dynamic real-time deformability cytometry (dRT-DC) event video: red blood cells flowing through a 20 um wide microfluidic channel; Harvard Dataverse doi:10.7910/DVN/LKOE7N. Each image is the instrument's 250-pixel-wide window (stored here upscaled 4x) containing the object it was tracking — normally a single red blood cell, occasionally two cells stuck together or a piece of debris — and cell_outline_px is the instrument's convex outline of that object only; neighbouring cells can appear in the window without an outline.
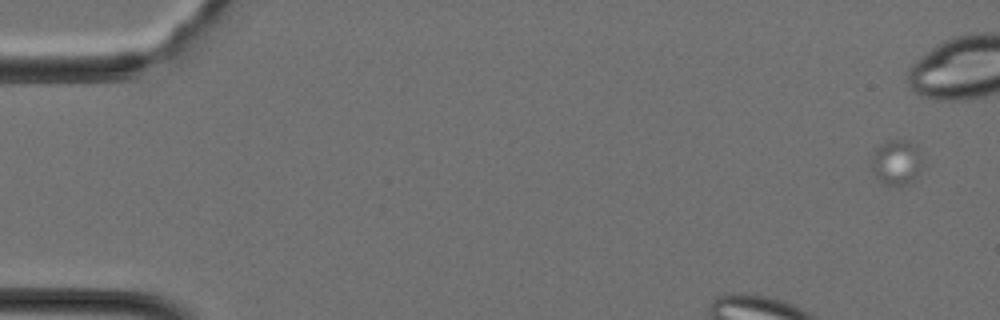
{"species": "Egyptian fruit bat (a non-hibernating species)", "species_latin": "Rousettus aegyptiacus", "temperature_condition": "cold", "stored_images_in_passage": 37, "camera_frame_rate_fps": 3000, "um_per_image_px": 0.085, "animal": {"sex": "female"}, "frame": {"image": 1, "passage_image": 1, "time_ms": 0.0, "image_size_px": [1000, 320], "cell_outline_px": [[924, 164], [912, 180], [908, 184], [884, 184], [876, 176], [872, 168], [872, 160], [876, 148], [880, 144], [888, 140], [908, 140], [916, 144]], "centroid_in_image_um": [76.23, 13.76], "position_along_channel_um": 8.8, "area_um2": 13.24}}
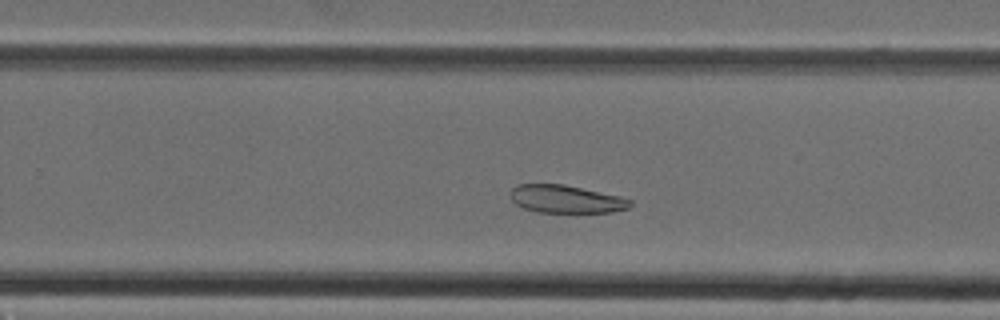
{"frame": {"image": 2, "passage_image": 22, "time_ms": 7.0, "image_size_px": [1000, 320], "cell_outline_px": [[632, 204], [628, 208], [612, 212], [536, 212], [524, 208], [516, 204], [512, 200], [512, 188], [516, 184], [564, 184], [620, 196], [632, 200]], "centroid_in_image_um": [48.12, 16.92], "position_along_channel_um": 281.7, "area_um2": 19.36}}
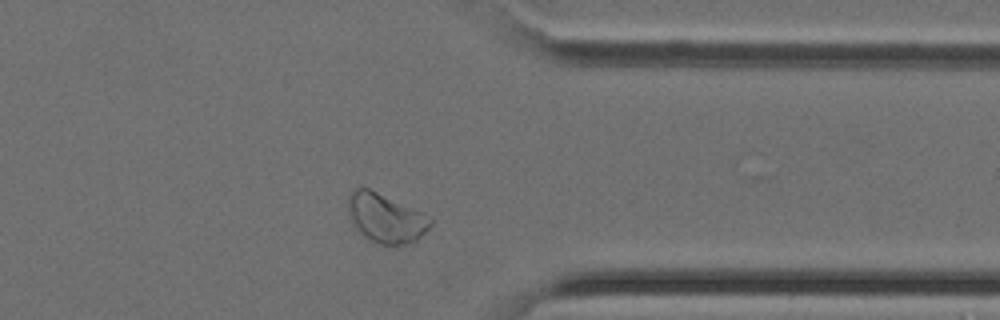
{"frame": {"image": 3, "passage_image": 28, "time_ms": 9.0, "image_size_px": [1000, 320], "cell_outline_px": [[432, 224], [416, 240], [408, 244], [380, 244], [364, 236], [348, 220], [348, 196], [352, 188], [368, 188], [432, 216]], "centroid_in_image_um": [32.77, 18.52], "position_along_channel_um": 378.6, "area_um2": 23.58}}